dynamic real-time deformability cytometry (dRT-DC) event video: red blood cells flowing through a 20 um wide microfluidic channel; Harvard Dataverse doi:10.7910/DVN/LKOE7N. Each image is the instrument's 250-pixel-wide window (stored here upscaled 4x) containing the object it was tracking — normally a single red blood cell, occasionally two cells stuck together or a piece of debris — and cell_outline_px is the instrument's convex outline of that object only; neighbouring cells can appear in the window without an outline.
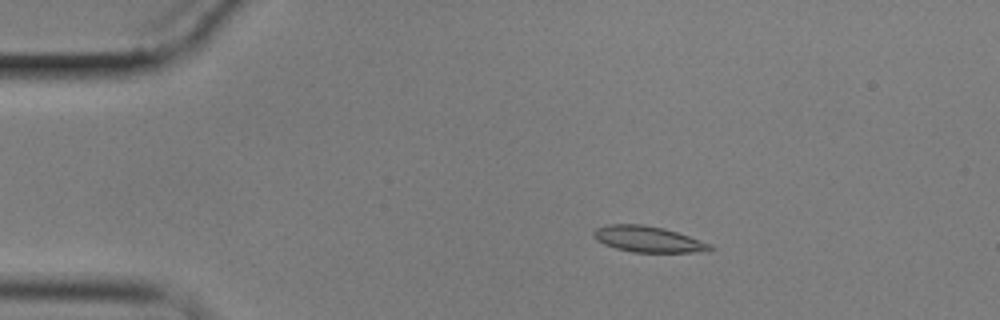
{"species": "common noctule bat (a hibernating species)", "species_latin": "Nyctalus noctula", "temperature_condition": "cold", "stored_images_in_passage": 4, "camera_frame_rate_fps": 3000, "um_per_image_px": 0.085, "animal": {"sex": "male", "body_mass_g": 17.9}, "frame": {"image": 1, "passage_image": 3, "time_ms": 2.667, "image_size_px": [1000, 320], "cell_outline_px": [[716, 248], [708, 252], [632, 252], [616, 248], [604, 244], [596, 240], [592, 232], [596, 228], [608, 224], [644, 224], [664, 228], [712, 244]], "centroid_in_image_um": [55.11, 20.33], "position_along_channel_um": 29.9, "area_um2": 17.74}}